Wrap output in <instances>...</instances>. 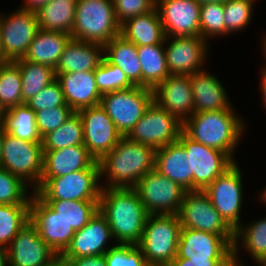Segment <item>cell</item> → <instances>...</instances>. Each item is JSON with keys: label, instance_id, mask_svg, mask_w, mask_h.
<instances>
[{"label": "cell", "instance_id": "db71d44e", "mask_svg": "<svg viewBox=\"0 0 266 266\" xmlns=\"http://www.w3.org/2000/svg\"><path fill=\"white\" fill-rule=\"evenodd\" d=\"M7 110L0 101V125H3Z\"/></svg>", "mask_w": 266, "mask_h": 266}, {"label": "cell", "instance_id": "603a6c76", "mask_svg": "<svg viewBox=\"0 0 266 266\" xmlns=\"http://www.w3.org/2000/svg\"><path fill=\"white\" fill-rule=\"evenodd\" d=\"M55 74L67 105L75 112L99 105L102 93L97 87L94 71Z\"/></svg>", "mask_w": 266, "mask_h": 266}, {"label": "cell", "instance_id": "d590c367", "mask_svg": "<svg viewBox=\"0 0 266 266\" xmlns=\"http://www.w3.org/2000/svg\"><path fill=\"white\" fill-rule=\"evenodd\" d=\"M75 231L82 229L99 210V201L43 200Z\"/></svg>", "mask_w": 266, "mask_h": 266}, {"label": "cell", "instance_id": "c3c4849f", "mask_svg": "<svg viewBox=\"0 0 266 266\" xmlns=\"http://www.w3.org/2000/svg\"><path fill=\"white\" fill-rule=\"evenodd\" d=\"M233 258L186 259L176 256L168 266H233Z\"/></svg>", "mask_w": 266, "mask_h": 266}, {"label": "cell", "instance_id": "52a82bcc", "mask_svg": "<svg viewBox=\"0 0 266 266\" xmlns=\"http://www.w3.org/2000/svg\"><path fill=\"white\" fill-rule=\"evenodd\" d=\"M42 142L26 141L4 133L0 167L21 178L35 191L43 172Z\"/></svg>", "mask_w": 266, "mask_h": 266}, {"label": "cell", "instance_id": "6da1fadb", "mask_svg": "<svg viewBox=\"0 0 266 266\" xmlns=\"http://www.w3.org/2000/svg\"><path fill=\"white\" fill-rule=\"evenodd\" d=\"M99 211L118 244L140 242L149 214L134 188H102Z\"/></svg>", "mask_w": 266, "mask_h": 266}, {"label": "cell", "instance_id": "e7e4bbea", "mask_svg": "<svg viewBox=\"0 0 266 266\" xmlns=\"http://www.w3.org/2000/svg\"><path fill=\"white\" fill-rule=\"evenodd\" d=\"M260 266H266V259L261 263Z\"/></svg>", "mask_w": 266, "mask_h": 266}, {"label": "cell", "instance_id": "7dc6e473", "mask_svg": "<svg viewBox=\"0 0 266 266\" xmlns=\"http://www.w3.org/2000/svg\"><path fill=\"white\" fill-rule=\"evenodd\" d=\"M117 21L124 23L127 19L146 14L156 7V0H113Z\"/></svg>", "mask_w": 266, "mask_h": 266}, {"label": "cell", "instance_id": "cb8c5ba5", "mask_svg": "<svg viewBox=\"0 0 266 266\" xmlns=\"http://www.w3.org/2000/svg\"><path fill=\"white\" fill-rule=\"evenodd\" d=\"M154 169L186 191H193L190 155L178 140L156 150Z\"/></svg>", "mask_w": 266, "mask_h": 266}, {"label": "cell", "instance_id": "680465c9", "mask_svg": "<svg viewBox=\"0 0 266 266\" xmlns=\"http://www.w3.org/2000/svg\"><path fill=\"white\" fill-rule=\"evenodd\" d=\"M263 39V43H262V45H263V52H264V57H265V60H266V34H265V37H263L262 38ZM263 73H266V63H265V67H263V69L261 70Z\"/></svg>", "mask_w": 266, "mask_h": 266}, {"label": "cell", "instance_id": "f907efd6", "mask_svg": "<svg viewBox=\"0 0 266 266\" xmlns=\"http://www.w3.org/2000/svg\"><path fill=\"white\" fill-rule=\"evenodd\" d=\"M24 4L21 9L29 10V11H37L41 6L46 5L51 0H23Z\"/></svg>", "mask_w": 266, "mask_h": 266}, {"label": "cell", "instance_id": "be15d7a7", "mask_svg": "<svg viewBox=\"0 0 266 266\" xmlns=\"http://www.w3.org/2000/svg\"><path fill=\"white\" fill-rule=\"evenodd\" d=\"M59 266H69V265L67 263H65V262H62L61 258L59 256Z\"/></svg>", "mask_w": 266, "mask_h": 266}, {"label": "cell", "instance_id": "6f0895ef", "mask_svg": "<svg viewBox=\"0 0 266 266\" xmlns=\"http://www.w3.org/2000/svg\"><path fill=\"white\" fill-rule=\"evenodd\" d=\"M7 62V60L4 57V52H3V47H2V39H1V35H0V64H3Z\"/></svg>", "mask_w": 266, "mask_h": 266}, {"label": "cell", "instance_id": "9c48e42d", "mask_svg": "<svg viewBox=\"0 0 266 266\" xmlns=\"http://www.w3.org/2000/svg\"><path fill=\"white\" fill-rule=\"evenodd\" d=\"M134 189L149 215H178L186 193L155 169L144 175Z\"/></svg>", "mask_w": 266, "mask_h": 266}, {"label": "cell", "instance_id": "44dd1931", "mask_svg": "<svg viewBox=\"0 0 266 266\" xmlns=\"http://www.w3.org/2000/svg\"><path fill=\"white\" fill-rule=\"evenodd\" d=\"M177 256L186 259L233 258V245L218 234L181 228Z\"/></svg>", "mask_w": 266, "mask_h": 266}, {"label": "cell", "instance_id": "7402d4cb", "mask_svg": "<svg viewBox=\"0 0 266 266\" xmlns=\"http://www.w3.org/2000/svg\"><path fill=\"white\" fill-rule=\"evenodd\" d=\"M153 101L183 123L194 113L190 75H169L153 89Z\"/></svg>", "mask_w": 266, "mask_h": 266}, {"label": "cell", "instance_id": "ba28073f", "mask_svg": "<svg viewBox=\"0 0 266 266\" xmlns=\"http://www.w3.org/2000/svg\"><path fill=\"white\" fill-rule=\"evenodd\" d=\"M153 102V90L142 86L102 94L99 105L126 137Z\"/></svg>", "mask_w": 266, "mask_h": 266}, {"label": "cell", "instance_id": "681fc988", "mask_svg": "<svg viewBox=\"0 0 266 266\" xmlns=\"http://www.w3.org/2000/svg\"><path fill=\"white\" fill-rule=\"evenodd\" d=\"M69 266H107L104 255L77 257L72 259H61Z\"/></svg>", "mask_w": 266, "mask_h": 266}, {"label": "cell", "instance_id": "9f6ffc18", "mask_svg": "<svg viewBox=\"0 0 266 266\" xmlns=\"http://www.w3.org/2000/svg\"><path fill=\"white\" fill-rule=\"evenodd\" d=\"M4 126L0 125V163H1V154H2V143H3V139H4Z\"/></svg>", "mask_w": 266, "mask_h": 266}, {"label": "cell", "instance_id": "8d00e7d4", "mask_svg": "<svg viewBox=\"0 0 266 266\" xmlns=\"http://www.w3.org/2000/svg\"><path fill=\"white\" fill-rule=\"evenodd\" d=\"M84 144V131L82 119L78 112L42 138L43 151L58 150Z\"/></svg>", "mask_w": 266, "mask_h": 266}, {"label": "cell", "instance_id": "1f68e13d", "mask_svg": "<svg viewBox=\"0 0 266 266\" xmlns=\"http://www.w3.org/2000/svg\"><path fill=\"white\" fill-rule=\"evenodd\" d=\"M76 5L77 0H51L41 6L36 11L39 29L65 32L71 35Z\"/></svg>", "mask_w": 266, "mask_h": 266}, {"label": "cell", "instance_id": "f5cc1de1", "mask_svg": "<svg viewBox=\"0 0 266 266\" xmlns=\"http://www.w3.org/2000/svg\"><path fill=\"white\" fill-rule=\"evenodd\" d=\"M0 266H8V253L4 247H0Z\"/></svg>", "mask_w": 266, "mask_h": 266}, {"label": "cell", "instance_id": "836d02e7", "mask_svg": "<svg viewBox=\"0 0 266 266\" xmlns=\"http://www.w3.org/2000/svg\"><path fill=\"white\" fill-rule=\"evenodd\" d=\"M3 126L6 133L16 138L42 142L36 125L35 112L26 104L8 109Z\"/></svg>", "mask_w": 266, "mask_h": 266}, {"label": "cell", "instance_id": "83f0119b", "mask_svg": "<svg viewBox=\"0 0 266 266\" xmlns=\"http://www.w3.org/2000/svg\"><path fill=\"white\" fill-rule=\"evenodd\" d=\"M120 35L136 46L164 44L166 35L157 8L127 19L121 24Z\"/></svg>", "mask_w": 266, "mask_h": 266}, {"label": "cell", "instance_id": "ee69618b", "mask_svg": "<svg viewBox=\"0 0 266 266\" xmlns=\"http://www.w3.org/2000/svg\"><path fill=\"white\" fill-rule=\"evenodd\" d=\"M107 266H145L142 250L134 244H115L105 253Z\"/></svg>", "mask_w": 266, "mask_h": 266}, {"label": "cell", "instance_id": "f6af8a7d", "mask_svg": "<svg viewBox=\"0 0 266 266\" xmlns=\"http://www.w3.org/2000/svg\"><path fill=\"white\" fill-rule=\"evenodd\" d=\"M74 112L67 104L36 111V125L41 138L64 124Z\"/></svg>", "mask_w": 266, "mask_h": 266}, {"label": "cell", "instance_id": "ac0fdd59", "mask_svg": "<svg viewBox=\"0 0 266 266\" xmlns=\"http://www.w3.org/2000/svg\"><path fill=\"white\" fill-rule=\"evenodd\" d=\"M166 37L201 36L200 4L195 0H156Z\"/></svg>", "mask_w": 266, "mask_h": 266}, {"label": "cell", "instance_id": "11a10c76", "mask_svg": "<svg viewBox=\"0 0 266 266\" xmlns=\"http://www.w3.org/2000/svg\"><path fill=\"white\" fill-rule=\"evenodd\" d=\"M198 2L200 5L205 4V3H221L224 4L228 2L229 0H195Z\"/></svg>", "mask_w": 266, "mask_h": 266}, {"label": "cell", "instance_id": "ffe728a7", "mask_svg": "<svg viewBox=\"0 0 266 266\" xmlns=\"http://www.w3.org/2000/svg\"><path fill=\"white\" fill-rule=\"evenodd\" d=\"M111 239H113V236L107 219L98 210L82 229L76 231L70 245L60 255V258L72 259L104 255L115 246H107Z\"/></svg>", "mask_w": 266, "mask_h": 266}, {"label": "cell", "instance_id": "d6a6232c", "mask_svg": "<svg viewBox=\"0 0 266 266\" xmlns=\"http://www.w3.org/2000/svg\"><path fill=\"white\" fill-rule=\"evenodd\" d=\"M142 67V87L154 89L169 75L164 44L137 46Z\"/></svg>", "mask_w": 266, "mask_h": 266}, {"label": "cell", "instance_id": "d4e9b609", "mask_svg": "<svg viewBox=\"0 0 266 266\" xmlns=\"http://www.w3.org/2000/svg\"><path fill=\"white\" fill-rule=\"evenodd\" d=\"M194 113L228 109L231 102L223 83L210 71L202 70L190 75Z\"/></svg>", "mask_w": 266, "mask_h": 266}, {"label": "cell", "instance_id": "b9f144b4", "mask_svg": "<svg viewBox=\"0 0 266 266\" xmlns=\"http://www.w3.org/2000/svg\"><path fill=\"white\" fill-rule=\"evenodd\" d=\"M94 76L97 87L102 94L129 89L134 86L122 69L111 64L105 57L95 69Z\"/></svg>", "mask_w": 266, "mask_h": 266}, {"label": "cell", "instance_id": "e575fe53", "mask_svg": "<svg viewBox=\"0 0 266 266\" xmlns=\"http://www.w3.org/2000/svg\"><path fill=\"white\" fill-rule=\"evenodd\" d=\"M20 69L23 103L56 79L55 69L23 58L14 61Z\"/></svg>", "mask_w": 266, "mask_h": 266}, {"label": "cell", "instance_id": "e0dca14e", "mask_svg": "<svg viewBox=\"0 0 266 266\" xmlns=\"http://www.w3.org/2000/svg\"><path fill=\"white\" fill-rule=\"evenodd\" d=\"M29 222L39 236L60 256L70 245L76 231L35 192L29 206Z\"/></svg>", "mask_w": 266, "mask_h": 266}, {"label": "cell", "instance_id": "7a4b0ae2", "mask_svg": "<svg viewBox=\"0 0 266 266\" xmlns=\"http://www.w3.org/2000/svg\"><path fill=\"white\" fill-rule=\"evenodd\" d=\"M156 149L123 137L99 161L102 188H134L138 181L155 168ZM105 184V185H103Z\"/></svg>", "mask_w": 266, "mask_h": 266}, {"label": "cell", "instance_id": "bcb514c9", "mask_svg": "<svg viewBox=\"0 0 266 266\" xmlns=\"http://www.w3.org/2000/svg\"><path fill=\"white\" fill-rule=\"evenodd\" d=\"M34 112L66 105L61 85L57 79L48 84L35 96L25 102Z\"/></svg>", "mask_w": 266, "mask_h": 266}, {"label": "cell", "instance_id": "f1b7e54d", "mask_svg": "<svg viewBox=\"0 0 266 266\" xmlns=\"http://www.w3.org/2000/svg\"><path fill=\"white\" fill-rule=\"evenodd\" d=\"M71 38V35L65 32L39 29L23 59L55 69L65 46Z\"/></svg>", "mask_w": 266, "mask_h": 266}, {"label": "cell", "instance_id": "94428289", "mask_svg": "<svg viewBox=\"0 0 266 266\" xmlns=\"http://www.w3.org/2000/svg\"><path fill=\"white\" fill-rule=\"evenodd\" d=\"M45 266H59V256L51 264Z\"/></svg>", "mask_w": 266, "mask_h": 266}, {"label": "cell", "instance_id": "30bf717a", "mask_svg": "<svg viewBox=\"0 0 266 266\" xmlns=\"http://www.w3.org/2000/svg\"><path fill=\"white\" fill-rule=\"evenodd\" d=\"M178 217L182 228L218 234L234 244L235 230L216 211L204 191H186Z\"/></svg>", "mask_w": 266, "mask_h": 266}, {"label": "cell", "instance_id": "3957f363", "mask_svg": "<svg viewBox=\"0 0 266 266\" xmlns=\"http://www.w3.org/2000/svg\"><path fill=\"white\" fill-rule=\"evenodd\" d=\"M232 105L219 111L193 113L183 122L182 131L192 140L225 152L234 162V151L246 125Z\"/></svg>", "mask_w": 266, "mask_h": 266}, {"label": "cell", "instance_id": "4fadbf2b", "mask_svg": "<svg viewBox=\"0 0 266 266\" xmlns=\"http://www.w3.org/2000/svg\"><path fill=\"white\" fill-rule=\"evenodd\" d=\"M178 141L190 155L193 191H204L219 175L235 163L225 152L196 142L183 131Z\"/></svg>", "mask_w": 266, "mask_h": 266}, {"label": "cell", "instance_id": "7bdbcfd3", "mask_svg": "<svg viewBox=\"0 0 266 266\" xmlns=\"http://www.w3.org/2000/svg\"><path fill=\"white\" fill-rule=\"evenodd\" d=\"M200 34L207 42L210 38L225 35L224 4L205 3L200 5Z\"/></svg>", "mask_w": 266, "mask_h": 266}, {"label": "cell", "instance_id": "816d5d0a", "mask_svg": "<svg viewBox=\"0 0 266 266\" xmlns=\"http://www.w3.org/2000/svg\"><path fill=\"white\" fill-rule=\"evenodd\" d=\"M261 73V83H260V91L262 93V100H263V106L264 108L266 109V73H263L262 71L260 72Z\"/></svg>", "mask_w": 266, "mask_h": 266}, {"label": "cell", "instance_id": "4316f807", "mask_svg": "<svg viewBox=\"0 0 266 266\" xmlns=\"http://www.w3.org/2000/svg\"><path fill=\"white\" fill-rule=\"evenodd\" d=\"M104 57V46L71 38L55 68V73L95 71Z\"/></svg>", "mask_w": 266, "mask_h": 266}, {"label": "cell", "instance_id": "8992f818", "mask_svg": "<svg viewBox=\"0 0 266 266\" xmlns=\"http://www.w3.org/2000/svg\"><path fill=\"white\" fill-rule=\"evenodd\" d=\"M181 228L178 215H148L137 244L146 262L169 265L177 256Z\"/></svg>", "mask_w": 266, "mask_h": 266}, {"label": "cell", "instance_id": "f35d334b", "mask_svg": "<svg viewBox=\"0 0 266 266\" xmlns=\"http://www.w3.org/2000/svg\"><path fill=\"white\" fill-rule=\"evenodd\" d=\"M29 206L0 204V247L7 248L29 222Z\"/></svg>", "mask_w": 266, "mask_h": 266}, {"label": "cell", "instance_id": "91938a15", "mask_svg": "<svg viewBox=\"0 0 266 266\" xmlns=\"http://www.w3.org/2000/svg\"><path fill=\"white\" fill-rule=\"evenodd\" d=\"M260 198L258 199H261V201L263 202L264 201V204H266V188H264L260 194V196H258Z\"/></svg>", "mask_w": 266, "mask_h": 266}, {"label": "cell", "instance_id": "277c9868", "mask_svg": "<svg viewBox=\"0 0 266 266\" xmlns=\"http://www.w3.org/2000/svg\"><path fill=\"white\" fill-rule=\"evenodd\" d=\"M120 31L113 0H77L73 39L104 46L120 35Z\"/></svg>", "mask_w": 266, "mask_h": 266}, {"label": "cell", "instance_id": "4dcf8cb0", "mask_svg": "<svg viewBox=\"0 0 266 266\" xmlns=\"http://www.w3.org/2000/svg\"><path fill=\"white\" fill-rule=\"evenodd\" d=\"M240 241L242 248L246 249L248 254L252 256L254 261L261 265L266 259V217L256 220L251 224H241L235 230V238L233 244V264L234 266H244L239 262Z\"/></svg>", "mask_w": 266, "mask_h": 266}, {"label": "cell", "instance_id": "60d3db41", "mask_svg": "<svg viewBox=\"0 0 266 266\" xmlns=\"http://www.w3.org/2000/svg\"><path fill=\"white\" fill-rule=\"evenodd\" d=\"M256 0H229L224 3L225 35L241 32L253 18L254 2Z\"/></svg>", "mask_w": 266, "mask_h": 266}, {"label": "cell", "instance_id": "6125c7cd", "mask_svg": "<svg viewBox=\"0 0 266 266\" xmlns=\"http://www.w3.org/2000/svg\"><path fill=\"white\" fill-rule=\"evenodd\" d=\"M145 266H168V265H164V264H154V263H146Z\"/></svg>", "mask_w": 266, "mask_h": 266}, {"label": "cell", "instance_id": "5bb4252c", "mask_svg": "<svg viewBox=\"0 0 266 266\" xmlns=\"http://www.w3.org/2000/svg\"><path fill=\"white\" fill-rule=\"evenodd\" d=\"M38 30L35 11L18 8L8 15L0 14V35L5 59L15 61L24 58Z\"/></svg>", "mask_w": 266, "mask_h": 266}, {"label": "cell", "instance_id": "ab89813d", "mask_svg": "<svg viewBox=\"0 0 266 266\" xmlns=\"http://www.w3.org/2000/svg\"><path fill=\"white\" fill-rule=\"evenodd\" d=\"M27 187L21 178L0 167V204L30 205L34 191L29 195Z\"/></svg>", "mask_w": 266, "mask_h": 266}, {"label": "cell", "instance_id": "2e32d148", "mask_svg": "<svg viewBox=\"0 0 266 266\" xmlns=\"http://www.w3.org/2000/svg\"><path fill=\"white\" fill-rule=\"evenodd\" d=\"M208 43L201 36L166 37L164 48L170 75H191L204 70Z\"/></svg>", "mask_w": 266, "mask_h": 266}, {"label": "cell", "instance_id": "8fae6325", "mask_svg": "<svg viewBox=\"0 0 266 266\" xmlns=\"http://www.w3.org/2000/svg\"><path fill=\"white\" fill-rule=\"evenodd\" d=\"M182 128L183 123L175 115L153 101L126 137L157 150L177 141Z\"/></svg>", "mask_w": 266, "mask_h": 266}, {"label": "cell", "instance_id": "484cf974", "mask_svg": "<svg viewBox=\"0 0 266 266\" xmlns=\"http://www.w3.org/2000/svg\"><path fill=\"white\" fill-rule=\"evenodd\" d=\"M43 152L41 178H56L78 170L88 169L96 162L84 144Z\"/></svg>", "mask_w": 266, "mask_h": 266}, {"label": "cell", "instance_id": "d6986e66", "mask_svg": "<svg viewBox=\"0 0 266 266\" xmlns=\"http://www.w3.org/2000/svg\"><path fill=\"white\" fill-rule=\"evenodd\" d=\"M6 249L8 266H45L59 256L30 222L17 233Z\"/></svg>", "mask_w": 266, "mask_h": 266}, {"label": "cell", "instance_id": "74e56055", "mask_svg": "<svg viewBox=\"0 0 266 266\" xmlns=\"http://www.w3.org/2000/svg\"><path fill=\"white\" fill-rule=\"evenodd\" d=\"M0 101L6 110L24 104L21 73L14 61L0 64Z\"/></svg>", "mask_w": 266, "mask_h": 266}, {"label": "cell", "instance_id": "9a60e30c", "mask_svg": "<svg viewBox=\"0 0 266 266\" xmlns=\"http://www.w3.org/2000/svg\"><path fill=\"white\" fill-rule=\"evenodd\" d=\"M82 119L84 146L99 161L123 138L116 125L100 105L77 111Z\"/></svg>", "mask_w": 266, "mask_h": 266}, {"label": "cell", "instance_id": "f546056e", "mask_svg": "<svg viewBox=\"0 0 266 266\" xmlns=\"http://www.w3.org/2000/svg\"><path fill=\"white\" fill-rule=\"evenodd\" d=\"M104 57L121 68L134 86H142V67L135 44L118 35L104 45Z\"/></svg>", "mask_w": 266, "mask_h": 266}, {"label": "cell", "instance_id": "5b68a950", "mask_svg": "<svg viewBox=\"0 0 266 266\" xmlns=\"http://www.w3.org/2000/svg\"><path fill=\"white\" fill-rule=\"evenodd\" d=\"M99 163L56 178H41L34 191L42 200L99 201L102 184Z\"/></svg>", "mask_w": 266, "mask_h": 266}, {"label": "cell", "instance_id": "7c38bea8", "mask_svg": "<svg viewBox=\"0 0 266 266\" xmlns=\"http://www.w3.org/2000/svg\"><path fill=\"white\" fill-rule=\"evenodd\" d=\"M238 165L235 162L204 190L213 207L234 230L242 224L240 213L244 193Z\"/></svg>", "mask_w": 266, "mask_h": 266}]
</instances>
